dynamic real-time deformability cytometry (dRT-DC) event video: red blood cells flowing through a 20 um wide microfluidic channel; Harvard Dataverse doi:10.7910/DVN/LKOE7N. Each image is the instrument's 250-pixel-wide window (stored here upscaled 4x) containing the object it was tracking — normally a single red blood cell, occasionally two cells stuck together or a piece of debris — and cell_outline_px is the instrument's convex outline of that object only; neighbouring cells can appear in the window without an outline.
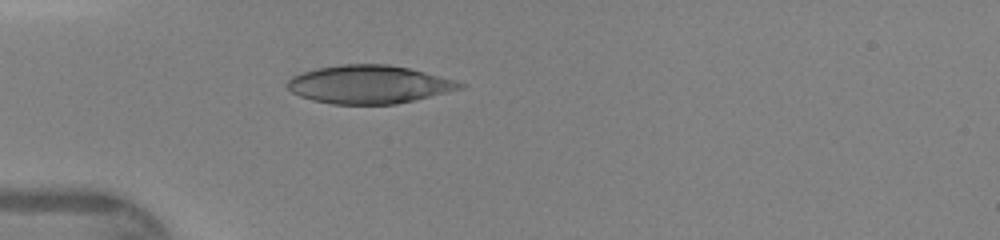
{"species": "human", "species_latin": "Homo sapiens", "temperature_condition": "warm", "stored_images_in_passage": 33, "camera_frame_rate_fps": 3000, "um_per_image_px": 0.085, "donor": {"sex": "female"}, "frame": {"image": 1, "passage_image": 1, "time_ms": 0.0, "image_size_px": [1000, 240], "cell_outline_px": [[468, 84], [464, 88], [416, 100], [396, 104], [332, 104], [312, 100], [300, 96], [292, 92], [288, 88], [288, 80], [292, 76], [300, 72], [316, 68], [340, 64], [388, 64], [408, 68], [456, 80]], "centroid_in_image_um": [31.38, 7.17], "position_along_channel_um": 53.6, "area_um2": 38.61}}
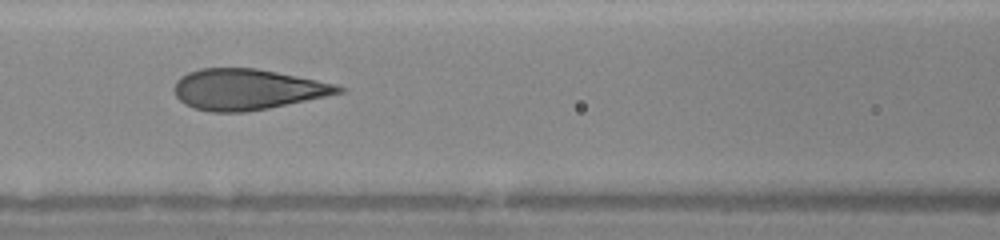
{"frame": {"image": 2, "passage_image": 8, "time_ms": 2.333, "image_size_px": [1000, 240], "cell_outline_px": [[348, 88], [344, 92], [268, 108], [244, 112], [212, 112], [196, 108], [184, 104], [176, 96], [172, 88], [176, 80], [180, 76], [188, 72], [200, 68], [256, 68], [336, 84]], "centroid_in_image_um": [20.98, 7.59], "position_along_channel_um": 145.6, "area_um2": 38.9}}
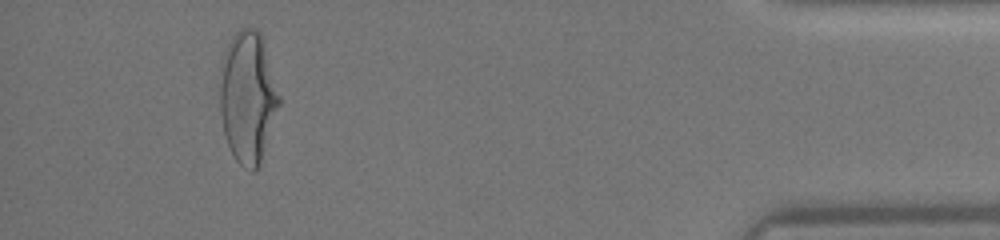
{"frame": {"image": 3, "passage_image": 30, "time_ms": 9.667, "image_size_px": [1000, 240], "cell_outline_px": [[280, 104], [260, 164], [256, 172], [252, 172], [244, 168], [236, 160], [228, 144], [224, 132], [220, 116], [220, 84], [224, 52], [232, 36], [240, 28], [256, 28], [260, 32], [280, 96]], "centroid_in_image_um": [21.06, 8.28], "position_along_channel_um": 414.1, "area_um2": 45.14}}